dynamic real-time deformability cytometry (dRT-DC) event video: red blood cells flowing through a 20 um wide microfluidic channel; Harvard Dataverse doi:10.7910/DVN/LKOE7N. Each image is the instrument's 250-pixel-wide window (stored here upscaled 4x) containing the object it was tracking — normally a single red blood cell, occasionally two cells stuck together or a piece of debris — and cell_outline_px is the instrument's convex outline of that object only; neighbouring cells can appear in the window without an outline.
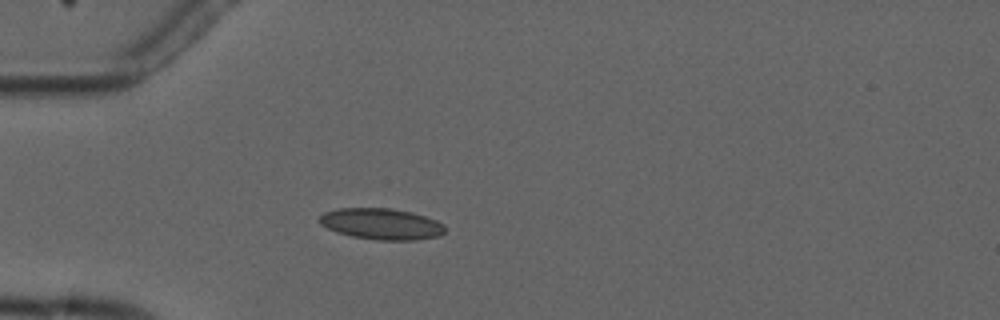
{"species": "common noctule bat (a hibernating species)", "species_latin": "Nyctalus noctula", "temperature_condition": "cold", "stored_images_in_passage": 4, "camera_frame_rate_fps": 3000, "um_per_image_px": 0.085, "animal": {"sex": "male", "forearm_length_mm": 52.5}, "frame": {"image": 1, "passage_image": 4, "time_ms": 4.333, "image_size_px": [1000, 320], "cell_outline_px": [[444, 232], [440, 236], [416, 240], [376, 240], [352, 236], [336, 232], [320, 224], [316, 220], [324, 212], [340, 208], [392, 208], [412, 212], [436, 220], [444, 224]], "centroid_in_image_um": [32.41, 19.03], "position_along_channel_um": 52.6, "area_um2": 22.95}}